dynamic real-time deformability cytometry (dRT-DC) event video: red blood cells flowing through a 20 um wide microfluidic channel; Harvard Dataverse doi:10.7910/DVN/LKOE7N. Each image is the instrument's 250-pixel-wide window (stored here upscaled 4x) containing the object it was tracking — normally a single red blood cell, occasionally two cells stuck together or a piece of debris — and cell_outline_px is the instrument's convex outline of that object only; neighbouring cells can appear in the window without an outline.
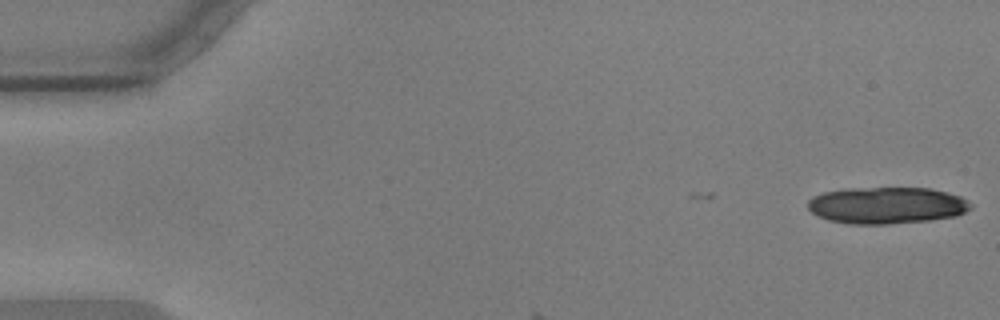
{"species": "common noctule bat (a hibernating species)", "species_latin": "Nyctalus noctula", "temperature_condition": "warm", "stored_images_in_passage": 5, "camera_frame_rate_fps": 3000, "um_per_image_px": 0.085, "animal": {"sex": "male", "body_mass_g": 17.9, "forearm_length_mm": 54.2}, "frame": {"image": 1, "passage_image": 1, "time_ms": 0.0, "image_size_px": [1000, 320], "cell_outline_px": [[972, 208], [956, 216], [932, 220], [888, 224], [848, 224], [828, 220], [816, 216], [808, 208], [808, 200], [812, 196], [824, 192], [844, 188], [932, 188], [948, 192], [960, 196], [968, 200], [972, 204]], "centroid_in_image_um": [75.37, 17.45], "position_along_channel_um": 9.6, "area_um2": 35.26}}